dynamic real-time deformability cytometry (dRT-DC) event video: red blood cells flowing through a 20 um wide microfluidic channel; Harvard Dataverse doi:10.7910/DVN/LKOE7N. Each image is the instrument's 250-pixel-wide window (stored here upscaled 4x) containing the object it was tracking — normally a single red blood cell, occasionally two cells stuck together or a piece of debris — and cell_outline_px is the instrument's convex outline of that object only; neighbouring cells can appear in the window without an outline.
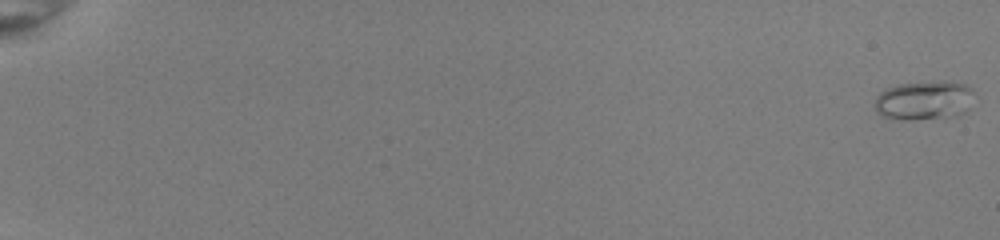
{"species": "common noctule bat (a hibernating species)", "species_latin": "Nyctalus noctula", "temperature_condition": "room temperature", "stored_images_in_passage": 54, "camera_frame_rate_fps": 3000, "um_per_image_px": 0.085, "animal": {"sex": "female", "body_mass_g": 22.0, "forearm_length_mm": 56.7}, "frame": {"image": 1, "passage_image": 1, "time_ms": 0.0, "image_size_px": [1000, 240], "cell_outline_px": [[972, 92], [948, 112], [940, 116], [912, 120], [900, 120], [884, 116], [876, 112], [876, 96], [884, 88], [900, 84], [940, 80], [948, 80], [964, 84], [972, 88]], "centroid_in_image_um": [78.26, 8.45], "position_along_channel_um": 6.7, "area_um2": 20.75}}
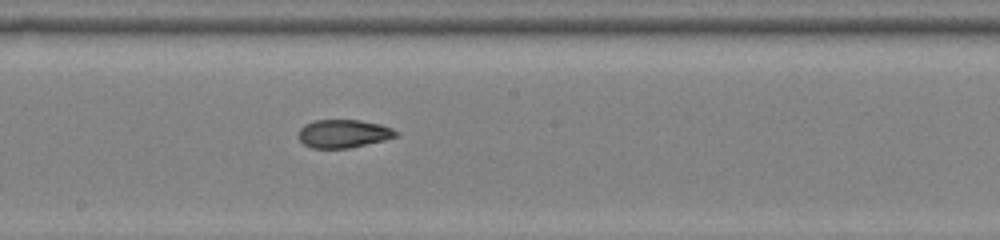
{"frame": {"image": 2, "passage_image": 33, "time_ms": 10.667, "image_size_px": [1000, 240], "cell_outline_px": [[400, 136], [384, 140], [348, 148], [312, 148], [304, 144], [300, 140], [300, 128], [304, 124], [316, 120], [360, 120], [380, 124], [392, 128], [400, 132]], "centroid_in_image_um": [29.24, 11.35], "position_along_channel_um": 219.0, "area_um2": 16.01}}
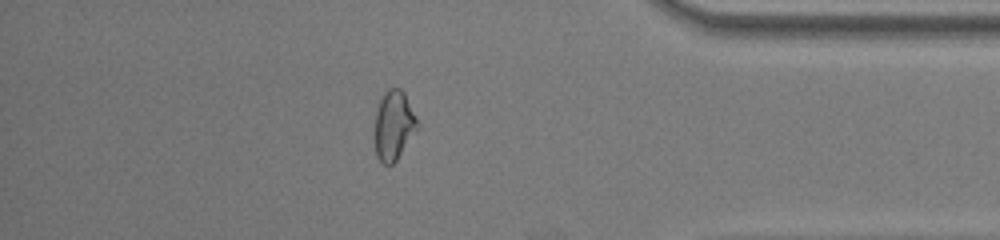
{"frame": {"image": 3, "passage_image": 48, "time_ms": 15.667, "image_size_px": [1000, 240], "cell_outline_px": [[420, 128], [396, 160], [392, 164], [384, 164], [376, 156], [372, 132], [376, 108], [384, 92], [388, 88], [400, 88], [404, 92], [420, 124]], "centroid_in_image_um": [33.45, 10.66], "position_along_channel_um": 401.8, "area_um2": 17.98}, "authors_computed_cell_mechanics": {"area_um2": 17.2822, "velocity_mm_per_s": 4.0248, "shape_relaxation_time_tau1_ms": null, "shape_relaxation_time_tau2_ms": 1.3416, "deformation_change_tau1": null, "deformation_change_tau2": 0.069}}